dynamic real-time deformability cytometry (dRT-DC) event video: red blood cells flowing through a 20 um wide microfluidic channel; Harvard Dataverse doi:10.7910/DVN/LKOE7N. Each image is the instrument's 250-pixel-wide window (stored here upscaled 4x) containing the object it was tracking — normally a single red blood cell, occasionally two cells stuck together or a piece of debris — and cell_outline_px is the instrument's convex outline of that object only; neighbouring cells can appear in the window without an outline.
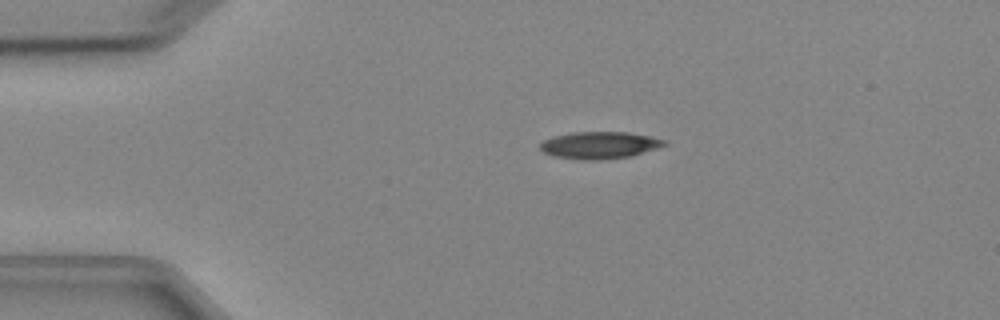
{"species": "Egyptian fruit bat (a non-hibernating species)", "species_latin": "Rousettus aegyptiacus", "temperature_condition": "cold", "stored_images_in_passage": 3, "camera_frame_rate_fps": 3000, "um_per_image_px": 0.085, "animal": {"sex": "female"}, "frame": {"image": 1, "passage_image": 2, "time_ms": 1.333, "image_size_px": [1000, 320], "cell_outline_px": [[668, 144], [632, 156], [600, 160], [580, 160], [552, 156], [544, 152], [540, 148], [540, 144], [544, 140], [552, 136], [572, 132], [628, 132], [652, 136], [664, 140]], "centroid_in_image_um": [50.94, 12.34], "position_along_channel_um": 34.1, "area_um2": 19.71}}